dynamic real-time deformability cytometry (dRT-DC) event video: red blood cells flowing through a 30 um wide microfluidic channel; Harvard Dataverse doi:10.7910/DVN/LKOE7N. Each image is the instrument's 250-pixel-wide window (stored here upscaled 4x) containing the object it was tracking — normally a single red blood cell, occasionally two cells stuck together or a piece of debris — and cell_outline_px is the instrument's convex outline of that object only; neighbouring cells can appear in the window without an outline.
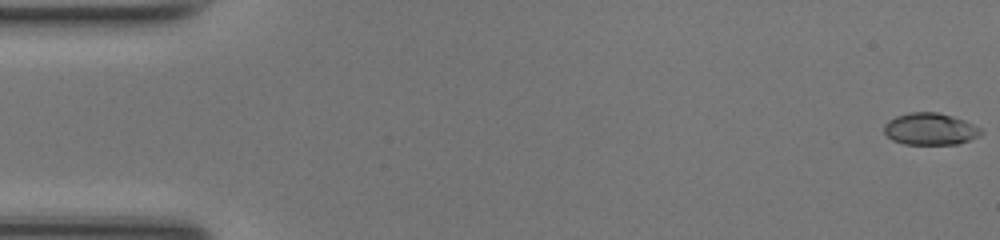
{"species": "common noctule bat (a hibernating species)", "species_latin": "Nyctalus noctula", "temperature_condition": "room temperature", "stored_images_in_passage": 50, "camera_frame_rate_fps": 3000, "um_per_image_px": 0.085, "animal": {"sex": "female", "body_mass_g": 17.0, "forearm_length_mm": 48.0}, "frame": {"image": 1, "passage_image": 1, "time_ms": 0.0, "image_size_px": [1000, 240], "cell_outline_px": [[984, 132], [980, 136], [956, 144], [904, 144], [892, 140], [884, 132], [884, 124], [888, 120], [896, 116], [908, 112], [936, 112], [952, 116], [964, 120], [980, 128]], "centroid_in_image_um": [79.05, 10.96], "position_along_channel_um": 6.0, "area_um2": 18.03}}
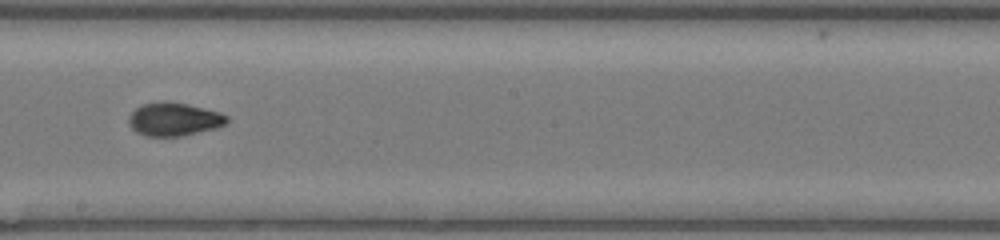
{"frame": {"image": 2, "passage_image": 28, "time_ms": 9.0, "image_size_px": [1000, 240], "cell_outline_px": [[228, 124], [216, 128], [180, 136], [144, 136], [136, 132], [128, 124], [128, 116], [136, 108], [144, 104], [188, 104], [220, 112], [228, 116]], "centroid_in_image_um": [14.81, 10.18], "position_along_channel_um": 233.4, "area_um2": 18.55}}
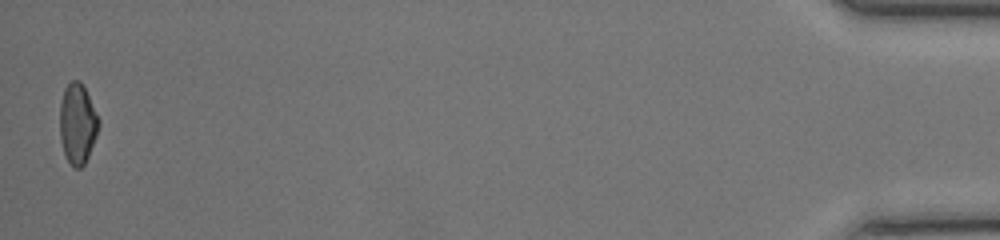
{"frame": {"image": 3, "passage_image": 49, "time_ms": 16.0, "image_size_px": [1000, 240], "cell_outline_px": [[100, 124], [96, 136], [88, 156], [84, 164], [80, 168], [76, 168], [68, 160], [64, 152], [60, 140], [60, 104], [64, 88], [72, 80], [80, 80], [100, 120]], "centroid_in_image_um": [6.58, 10.5], "position_along_channel_um": 428.6, "area_um2": 17.98}}